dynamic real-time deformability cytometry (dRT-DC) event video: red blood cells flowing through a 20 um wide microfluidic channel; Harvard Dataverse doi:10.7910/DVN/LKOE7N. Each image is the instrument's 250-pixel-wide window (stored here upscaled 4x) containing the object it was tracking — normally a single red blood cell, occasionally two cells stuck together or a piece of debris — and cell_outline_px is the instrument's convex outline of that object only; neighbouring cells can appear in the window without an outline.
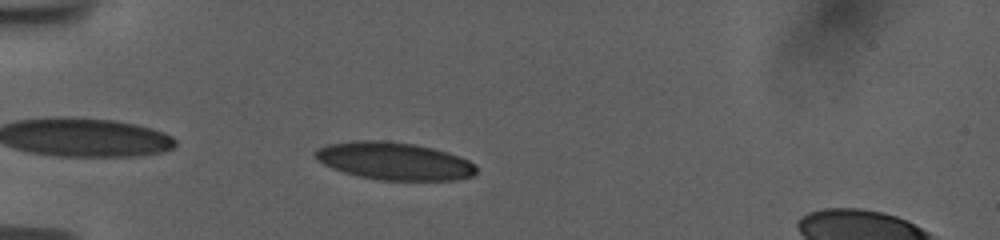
{"species": "human", "species_latin": "Homo sapiens", "temperature_condition": "room temperature", "stored_images_in_passage": 41, "camera_frame_rate_fps": 3000, "um_per_image_px": 0.085, "donor": {"sex": "female"}, "frame": {"image": 1, "passage_image": 3, "time_ms": 0.667, "image_size_px": [1000, 240], "cell_outline_px": [[476, 172], [472, 176], [456, 180], [380, 180], [360, 176], [344, 172], [332, 168], [316, 160], [312, 152], [316, 148], [328, 144], [356, 140], [380, 140], [416, 144], [448, 152], [460, 156], [476, 164]], "centroid_in_image_um": [33.49, 13.68], "position_along_channel_um": 51.5, "area_um2": 35.49}}
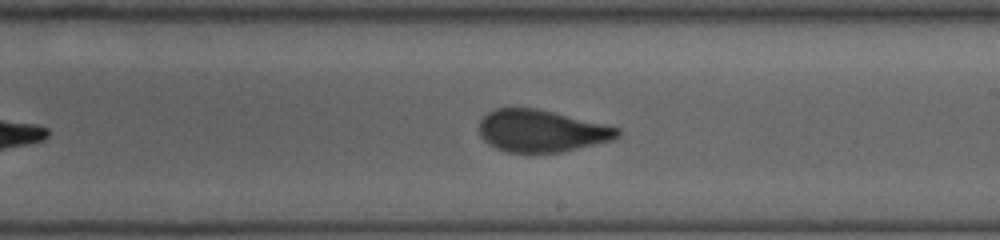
{"frame": {"image": 2, "passage_image": 20, "time_ms": 6.333, "image_size_px": [1000, 240], "cell_outline_px": [[620, 136], [612, 140], [560, 152], [532, 156], [508, 152], [496, 148], [488, 144], [480, 136], [480, 120], [488, 112], [496, 108], [536, 108], [604, 124], [620, 128]], "centroid_in_image_um": [45.99, 11.17], "position_along_channel_um": 243.0, "area_um2": 34.39}}
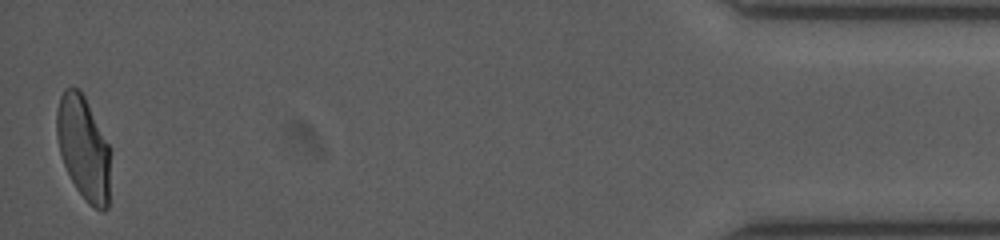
{"frame": {"image": 3, "passage_image": 41, "time_ms": 13.333, "image_size_px": [1000, 240], "cell_outline_px": [[112, 152], [108, 208], [104, 212], [100, 212], [88, 204], [76, 188], [64, 164], [60, 152], [56, 136], [56, 112], [60, 96], [64, 88], [76, 88], [84, 96], [112, 148]], "centroid_in_image_um": [7.14, 12.62], "position_along_channel_um": 428.1, "area_um2": 33.12}, "authors_computed_cell_mechanics": {"area_um2": 34.391, "velocity_mm_per_s": 3.7578, "shape_relaxation_time_tau1_ms": 5.354, "shape_relaxation_time_tau2_ms": null, "deformation_change_tau1": 0.1712, "deformation_change_tau2": null}}